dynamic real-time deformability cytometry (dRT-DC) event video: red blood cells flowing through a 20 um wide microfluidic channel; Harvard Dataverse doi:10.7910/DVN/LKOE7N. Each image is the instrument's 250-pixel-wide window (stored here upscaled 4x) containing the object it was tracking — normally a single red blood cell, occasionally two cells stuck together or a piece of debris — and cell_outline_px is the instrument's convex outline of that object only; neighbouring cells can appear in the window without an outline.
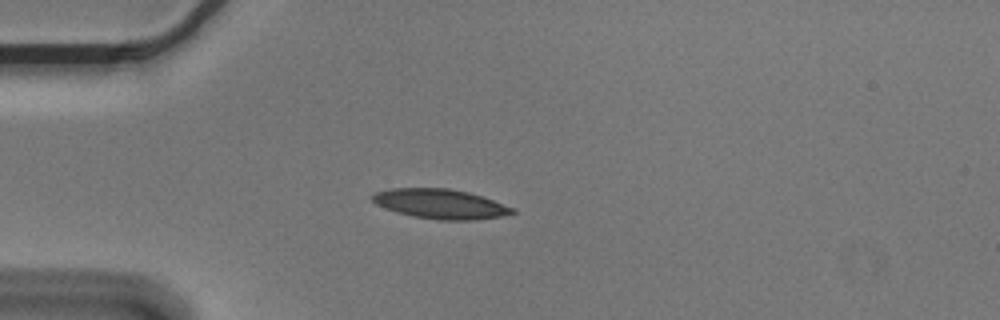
{"species": "Egyptian fruit bat (a non-hibernating species)", "species_latin": "Rousettus aegyptiacus", "temperature_condition": "cold", "stored_images_in_passage": 8, "camera_frame_rate_fps": 3000, "um_per_image_px": 0.085, "animal": {"sex": "male"}, "frame": {"image": 1, "passage_image": 2, "time_ms": 0.333, "image_size_px": [1000, 320], "cell_outline_px": [[516, 212], [500, 216], [476, 220], [440, 220], [412, 216], [396, 212], [384, 208], [376, 204], [372, 200], [372, 196], [376, 192], [392, 188], [448, 188], [468, 192], [516, 208]], "centroid_in_image_um": [37.43, 17.33], "position_along_channel_um": 47.6, "area_um2": 24.1}}
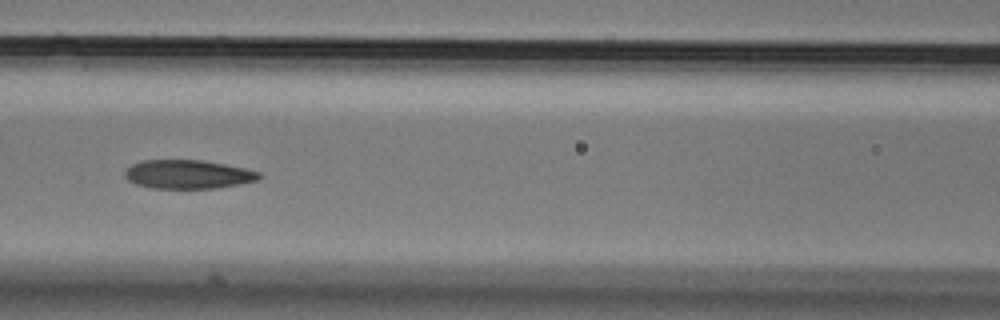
{"frame": {"image": 2, "passage_image": 5, "time_ms": 1.333, "image_size_px": [1000, 320], "cell_outline_px": [[260, 176], [256, 180], [240, 184], [220, 188], [152, 188], [136, 184], [128, 180], [124, 176], [124, 172], [132, 164], [144, 160], [204, 160], [244, 168], [260, 172]], "centroid_in_image_um": [15.96, 14.82], "position_along_channel_um": 150.6, "area_um2": 22.43}}
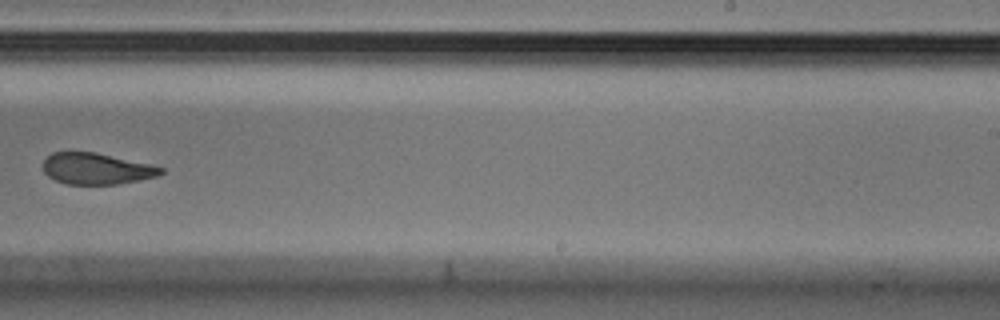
{"frame": {"image": 3, "passage_image": 8, "time_ms": 2.333, "image_size_px": [1000, 320], "cell_outline_px": [[164, 172], [156, 176], [116, 184], [68, 184], [56, 180], [48, 176], [44, 172], [44, 160], [52, 152], [96, 152], [152, 164], [164, 168]], "centroid_in_image_um": [8.21, 14.32], "position_along_channel_um": 280.8, "area_um2": 21.33}}